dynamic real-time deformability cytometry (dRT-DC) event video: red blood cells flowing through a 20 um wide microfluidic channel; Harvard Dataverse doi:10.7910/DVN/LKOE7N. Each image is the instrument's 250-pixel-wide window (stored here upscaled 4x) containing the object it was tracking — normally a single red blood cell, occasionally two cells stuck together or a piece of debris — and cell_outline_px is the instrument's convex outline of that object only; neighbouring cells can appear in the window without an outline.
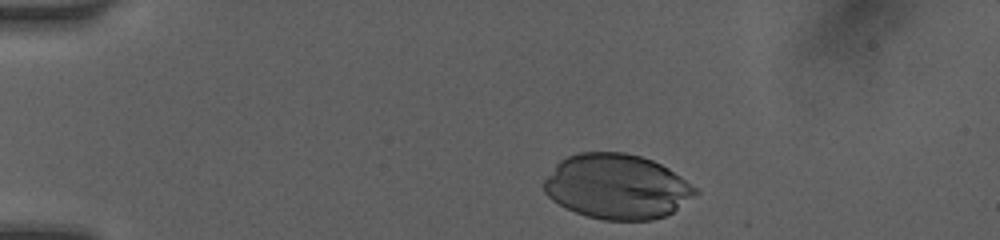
{"species": "human", "species_latin": "Homo sapiens", "temperature_condition": "room temperature", "stored_images_in_passage": 10, "camera_frame_rate_fps": 3000, "um_per_image_px": 0.085, "donor": {"sex": "female"}, "frame": {"image": 1, "passage_image": 1, "time_ms": 0.0, "image_size_px": [1000, 240], "cell_outline_px": [[700, 192], [672, 212], [664, 216], [652, 220], [604, 220], [588, 216], [576, 212], [552, 200], [544, 192], [544, 180], [556, 164], [560, 160], [568, 156], [580, 152], [624, 152], [640, 156], [652, 160], [668, 168], [680, 176], [696, 188]], "centroid_in_image_um": [52.44, 15.85], "position_along_channel_um": 32.6, "area_um2": 56.93}}
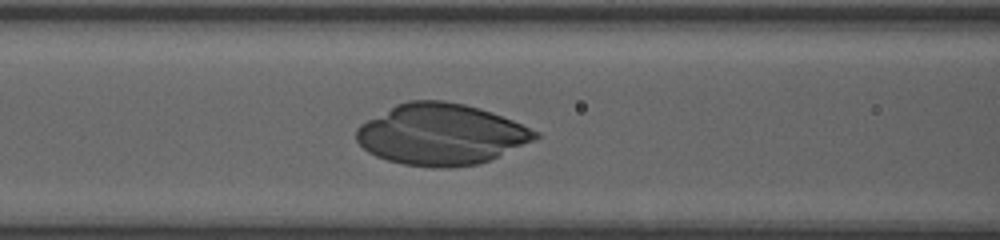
{"frame": {"image": 2, "passage_image": 6, "time_ms": 4.0, "image_size_px": [1000, 240], "cell_outline_px": [[540, 136], [536, 140], [488, 160], [476, 164], [448, 168], [436, 168], [404, 164], [388, 160], [376, 156], [368, 152], [356, 140], [356, 128], [360, 124], [396, 104], [408, 100], [444, 100], [464, 104], [480, 108], [492, 112], [512, 120], [540, 132]], "centroid_in_image_um": [37.49, 11.41], "position_along_channel_um": 129.1, "area_um2": 63.64}}